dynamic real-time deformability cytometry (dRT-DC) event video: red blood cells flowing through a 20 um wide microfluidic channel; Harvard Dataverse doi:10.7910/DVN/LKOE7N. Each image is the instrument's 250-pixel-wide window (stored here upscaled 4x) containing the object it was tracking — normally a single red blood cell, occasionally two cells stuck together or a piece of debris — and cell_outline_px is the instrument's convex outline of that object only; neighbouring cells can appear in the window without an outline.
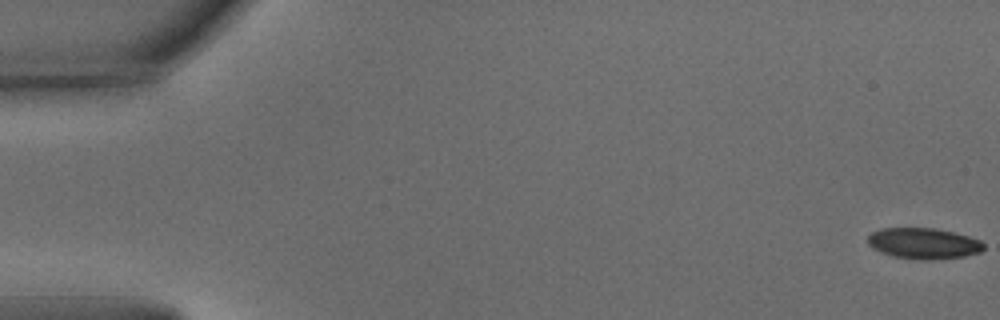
{"species": "common noctule bat (a hibernating species)", "species_latin": "Nyctalus noctula", "temperature_condition": "warm", "stored_images_in_passage": 54, "camera_frame_rate_fps": 3000, "um_per_image_px": 0.085, "animal": {"sex": "male", "body_mass_g": 15.6}, "frame": {"image": 1, "passage_image": 1, "time_ms": 0.0, "image_size_px": [1000, 320], "cell_outline_px": [[984, 248], [980, 252], [964, 256], [924, 260], [916, 260], [896, 256], [880, 252], [872, 248], [868, 244], [868, 236], [872, 232], [880, 228], [932, 228], [952, 232], [968, 236], [980, 240], [984, 244]], "centroid_in_image_um": [78.48, 20.68], "position_along_channel_um": 6.5, "area_um2": 20.75}}
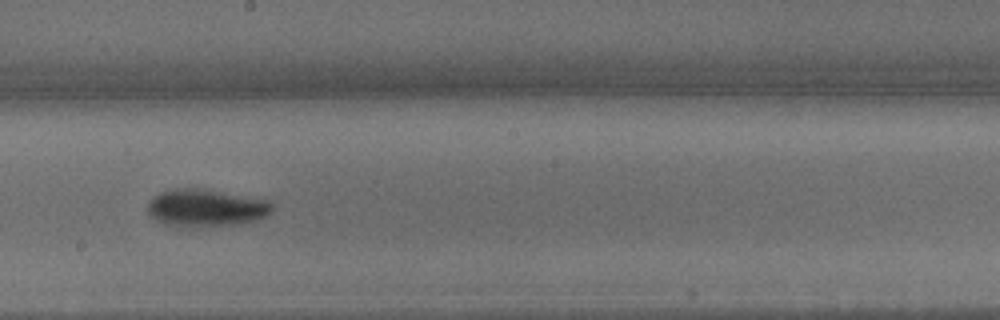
{"frame": {"image": 2, "passage_image": 31, "time_ms": 10.0, "image_size_px": [1000, 320], "cell_outline_px": [[276, 208], [272, 212], [256, 220], [236, 224], [208, 228], [176, 228], [156, 220], [148, 212], [148, 200], [160, 192], [172, 188], [196, 188], [268, 200]], "centroid_in_image_um": [17.47, 17.71], "position_along_channel_um": 230.7, "area_um2": 27.63}}
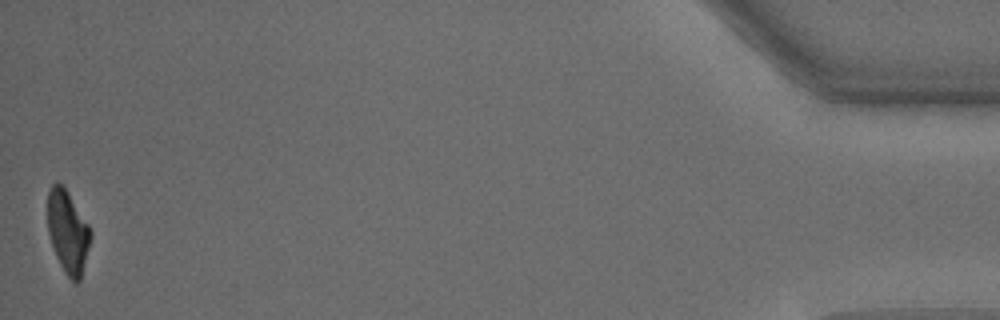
{"frame": {"image": 3, "passage_image": 54, "time_ms": 17.667, "image_size_px": [1000, 320], "cell_outline_px": [[92, 236], [80, 280], [76, 284], [64, 272], [56, 256], [48, 232], [48, 192], [52, 184], [56, 180], [64, 184], [88, 224], [92, 232]], "centroid_in_image_um": [5.77, 19.66], "position_along_channel_um": 429.4, "area_um2": 20.81}, "authors_computed_cell_mechanics": {"area_um2": 23.6113, "velocity_mm_per_s": 3.7861, "shape_relaxation_time_tau1_ms": 2.2273, "shape_relaxation_time_tau2_ms": 5.8788, "deformation_change_tau1": 0.1891, "deformation_change_tau2": 0.117}}